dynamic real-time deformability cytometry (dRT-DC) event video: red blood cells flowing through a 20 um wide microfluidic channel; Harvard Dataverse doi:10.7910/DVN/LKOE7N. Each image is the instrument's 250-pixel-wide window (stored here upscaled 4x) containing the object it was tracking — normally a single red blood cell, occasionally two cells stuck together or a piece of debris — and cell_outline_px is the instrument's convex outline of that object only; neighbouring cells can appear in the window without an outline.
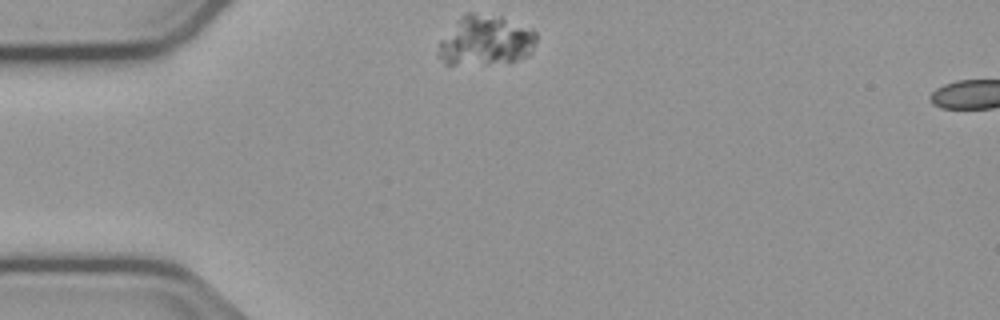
{"species": "common noctule bat (a hibernating species)", "species_latin": "Nyctalus noctula", "temperature_condition": "cold", "stored_images_in_passage": 4, "camera_frame_rate_fps": 3000, "um_per_image_px": 0.085, "animal": {"sex": "male", "body_mass_g": 23.1, "forearm_length_mm": 52.7}, "frame": {"image": 1, "passage_image": 1, "time_ms": 0.0, "image_size_px": [1000, 320], "cell_outline_px": [[536, 44], [532, 52], [528, 56], [516, 60], [484, 64], [444, 64], [436, 56], [440, 40], [456, 20], [468, 12], [472, 12], [500, 16], [532, 28], [536, 32]], "centroid_in_image_um": [41.27, 3.44], "position_along_channel_um": 43.7, "area_um2": 28.9}}